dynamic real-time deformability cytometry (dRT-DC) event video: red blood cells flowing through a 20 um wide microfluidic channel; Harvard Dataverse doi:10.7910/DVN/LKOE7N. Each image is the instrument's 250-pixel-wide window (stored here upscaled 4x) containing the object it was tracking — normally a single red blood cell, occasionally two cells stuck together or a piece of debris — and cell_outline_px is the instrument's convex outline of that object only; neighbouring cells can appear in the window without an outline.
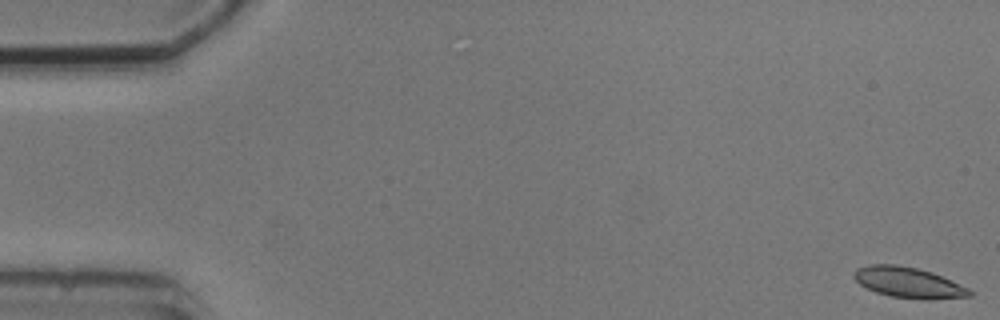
{"species": "common noctule bat (a hibernating species)", "species_latin": "Nyctalus noctula", "temperature_condition": "cold", "stored_images_in_passage": 5, "camera_frame_rate_fps": 3000, "um_per_image_px": 0.085, "animal": {"sex": "male", "body_mass_g": 20.5, "forearm_length_mm": 52.5}, "frame": {"image": 1, "passage_image": 1, "time_ms": 0.0, "image_size_px": [1000, 320], "cell_outline_px": [[972, 296], [928, 300], [924, 300], [892, 296], [876, 292], [860, 284], [852, 276], [852, 272], [856, 268], [868, 264], [896, 264], [916, 268], [932, 272], [968, 288], [972, 292]], "centroid_in_image_um": [77.19, 24.01], "position_along_channel_um": 7.8, "area_um2": 20.63}}
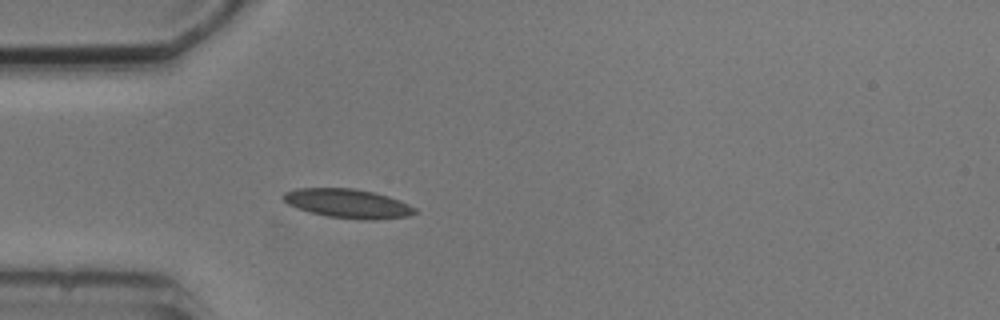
{"frame": {"image": 2, "passage_image": 5, "time_ms": 5.0, "image_size_px": [1000, 320], "cell_outline_px": [[420, 212], [408, 216], [376, 220], [360, 220], [328, 216], [296, 208], [288, 204], [280, 196], [284, 192], [296, 188], [356, 188], [376, 192], [400, 200], [416, 208]], "centroid_in_image_um": [29.59, 17.29], "position_along_channel_um": 55.4, "area_um2": 22.6}}